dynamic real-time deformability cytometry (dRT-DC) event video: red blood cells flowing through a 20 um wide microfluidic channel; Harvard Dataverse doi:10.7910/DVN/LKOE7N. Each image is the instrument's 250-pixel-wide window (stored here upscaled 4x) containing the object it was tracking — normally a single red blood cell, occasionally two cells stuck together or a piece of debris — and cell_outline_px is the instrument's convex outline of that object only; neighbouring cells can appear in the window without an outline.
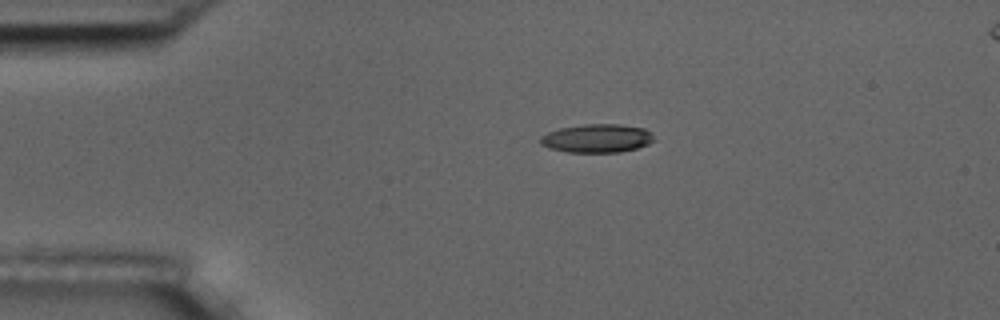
{"species": "common noctule bat (a hibernating species)", "species_latin": "Nyctalus noctula", "temperature_condition": "room temperature", "stored_images_in_passage": 2, "camera_frame_rate_fps": 3000, "um_per_image_px": 0.085, "animal": {"sex": "male", "body_mass_g": 17.5, "forearm_length_mm": 52.3}, "frame": {"image": 1, "passage_image": 1, "time_ms": 0.0, "image_size_px": [1000, 320], "cell_outline_px": [[652, 140], [648, 144], [636, 148], [620, 152], [568, 152], [548, 148], [540, 144], [540, 136], [548, 132], [560, 128], [584, 124], [620, 124], [644, 128], [652, 132]], "centroid_in_image_um": [50.72, 11.75], "position_along_channel_um": 34.3, "area_um2": 18.84}}